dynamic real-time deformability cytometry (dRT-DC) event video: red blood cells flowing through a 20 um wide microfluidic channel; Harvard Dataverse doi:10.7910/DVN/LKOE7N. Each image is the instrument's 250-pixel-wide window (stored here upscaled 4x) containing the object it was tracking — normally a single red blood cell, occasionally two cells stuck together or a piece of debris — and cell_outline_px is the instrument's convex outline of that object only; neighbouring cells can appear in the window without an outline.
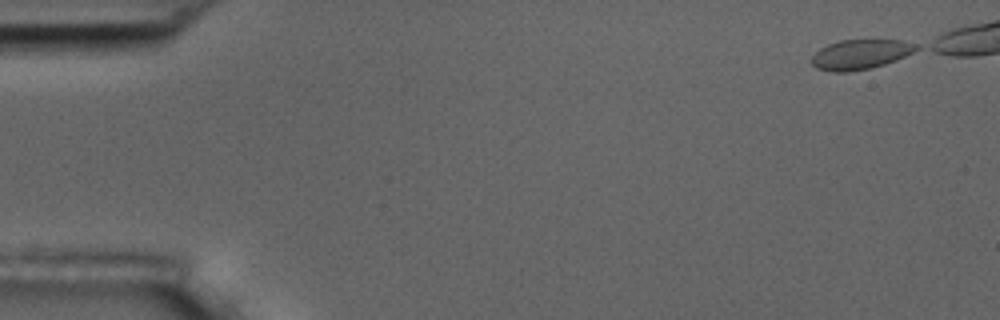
{"species": "common noctule bat (a hibernating species)", "species_latin": "Nyctalus noctula", "temperature_condition": "room temperature", "stored_images_in_passage": 7, "camera_frame_rate_fps": 3000, "um_per_image_px": 0.085, "animal": {"sex": "male", "body_mass_g": 17.5, "forearm_length_mm": 52.3}, "frame": {"image": 1, "passage_image": 1, "time_ms": 0.0, "image_size_px": [1000, 320], "cell_outline_px": [[920, 48], [896, 60], [872, 68], [848, 72], [832, 72], [816, 68], [808, 60], [820, 48], [828, 44], [840, 40], [904, 40], [920, 44]], "centroid_in_image_um": [73.12, 4.62], "position_along_channel_um": 11.9, "area_um2": 18.38}}